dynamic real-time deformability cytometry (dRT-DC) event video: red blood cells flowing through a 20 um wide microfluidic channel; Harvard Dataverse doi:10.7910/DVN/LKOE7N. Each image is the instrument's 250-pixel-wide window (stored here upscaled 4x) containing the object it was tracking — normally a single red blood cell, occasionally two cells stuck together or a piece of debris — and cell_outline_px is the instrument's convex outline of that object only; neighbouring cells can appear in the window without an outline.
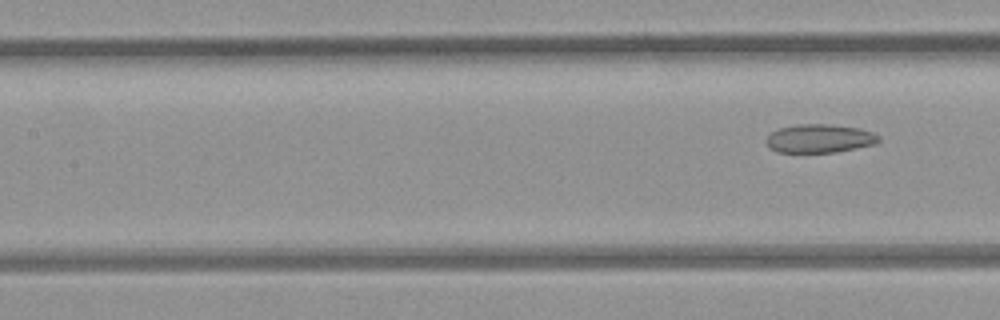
{"species": "common noctule bat (a hibernating species)", "species_latin": "Nyctalus noctula", "temperature_condition": "room temperature", "stored_images_in_passage": 7, "camera_frame_rate_fps": 3000, "um_per_image_px": 0.085, "animal": {"sex": "female", "body_mass_g": 21.9}, "frame": {"image": 1, "passage_image": 7, "time_ms": 2.0, "image_size_px": [1000, 320], "cell_outline_px": [[880, 140], [876, 144], [836, 152], [776, 152], [768, 148], [764, 140], [772, 132], [780, 128], [796, 124], [828, 124], [860, 128], [872, 132], [880, 136]], "centroid_in_image_um": [69.65, 11.77], "position_along_channel_um": 137.8, "area_um2": 18.84}}